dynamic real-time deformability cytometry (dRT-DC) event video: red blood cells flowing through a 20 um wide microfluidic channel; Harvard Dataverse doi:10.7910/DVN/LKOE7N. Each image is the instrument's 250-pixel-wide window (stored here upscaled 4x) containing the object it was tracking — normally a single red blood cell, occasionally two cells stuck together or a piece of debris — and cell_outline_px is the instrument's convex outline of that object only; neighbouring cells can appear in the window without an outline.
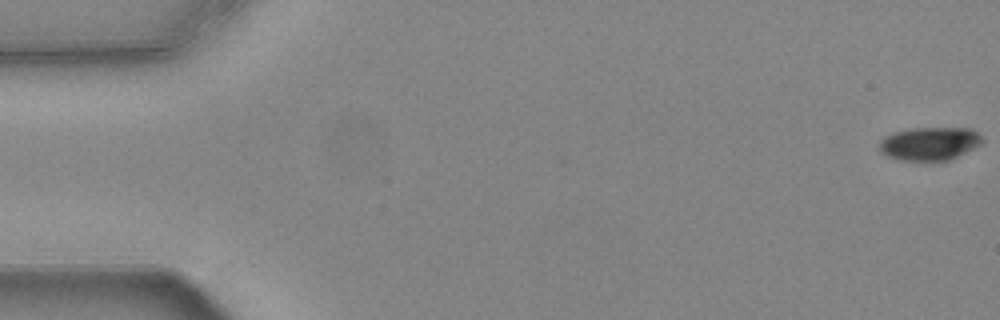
{"species": "common noctule bat (a hibernating species)", "species_latin": "Nyctalus noctula", "temperature_condition": "warm", "stored_images_in_passage": 56, "camera_frame_rate_fps": 3000, "um_per_image_px": 0.085, "animal": {"sex": "female", "body_mass_g": 24.6, "forearm_length_mm": 56.2}, "frame": {"image": 1, "passage_image": 1, "time_ms": 0.0, "image_size_px": [1000, 320], "cell_outline_px": [[984, 140], [980, 144], [948, 160], [932, 164], [900, 160], [888, 156], [880, 152], [880, 140], [884, 136], [892, 132], [912, 128], [972, 128]], "centroid_in_image_um": [78.97, 12.24], "position_along_channel_um": 6.0, "area_um2": 20.4}}
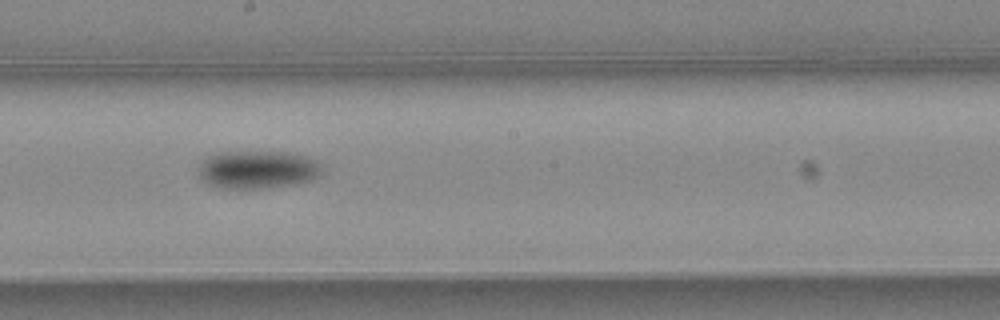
{"frame": {"image": 2, "passage_image": 31, "time_ms": 10.0, "image_size_px": [1000, 320], "cell_outline_px": [[324, 172], [320, 176], [312, 180], [288, 184], [260, 188], [220, 188], [208, 184], [200, 176], [200, 164], [208, 156], [216, 152], [292, 152], [308, 156], [316, 160], [320, 164]], "centroid_in_image_um": [21.94, 14.39], "position_along_channel_um": 226.3, "area_um2": 27.28}}
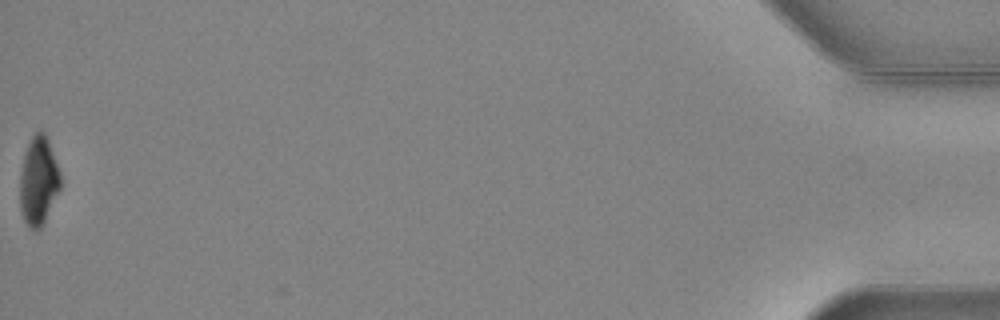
{"frame": {"image": 3, "passage_image": 56, "time_ms": 18.333, "image_size_px": [1000, 320], "cell_outline_px": [[60, 188], [40, 228], [28, 228], [24, 220], [20, 208], [20, 172], [24, 156], [28, 144], [32, 136], [36, 132], [44, 132], [48, 140], [60, 172]], "centroid_in_image_um": [3.25, 15.37], "position_along_channel_um": 431.9, "area_um2": 20.4}, "authors_computed_cell_mechanics": {"area_um2": 23.9003, "velocity_mm_per_s": 3.7353, "shape_relaxation_time_tau1_ms": 3.1186, "shape_relaxation_time_tau2_ms": null, "deformation_change_tau1": 0.1442, "deformation_change_tau2": null}}